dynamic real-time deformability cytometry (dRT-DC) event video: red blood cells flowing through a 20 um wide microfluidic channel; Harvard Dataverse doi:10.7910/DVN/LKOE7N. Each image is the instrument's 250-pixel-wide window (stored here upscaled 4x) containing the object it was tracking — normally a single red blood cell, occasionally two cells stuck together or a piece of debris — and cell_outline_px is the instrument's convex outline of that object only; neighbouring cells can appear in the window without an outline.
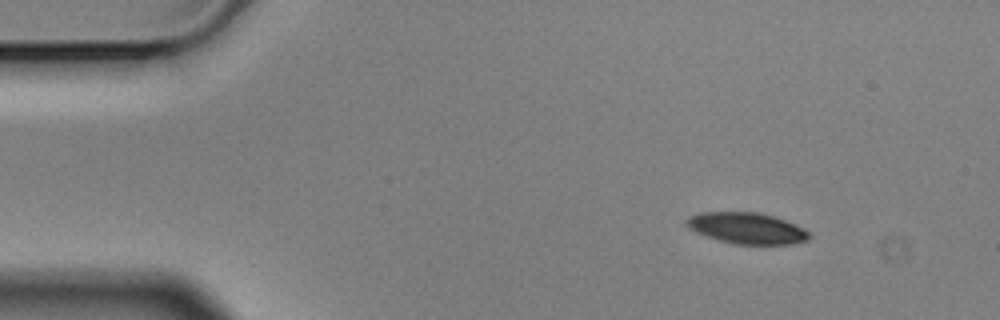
{"species": "Egyptian fruit bat (a non-hibernating species)", "species_latin": "Rousettus aegyptiacus", "temperature_condition": "cold", "stored_images_in_passage": 4, "camera_frame_rate_fps": 3000, "um_per_image_px": 0.085, "animal": {"sex": "male"}, "frame": {"image": 1, "passage_image": 1, "time_ms": 0.0, "image_size_px": [1000, 320], "cell_outline_px": [[812, 236], [808, 240], [792, 244], [732, 244], [696, 232], [688, 228], [684, 224], [684, 220], [688, 216], [700, 212], [756, 212], [772, 216], [784, 220], [804, 228]], "centroid_in_image_um": [63.45, 19.39], "position_along_channel_um": 21.6, "area_um2": 22.31}}
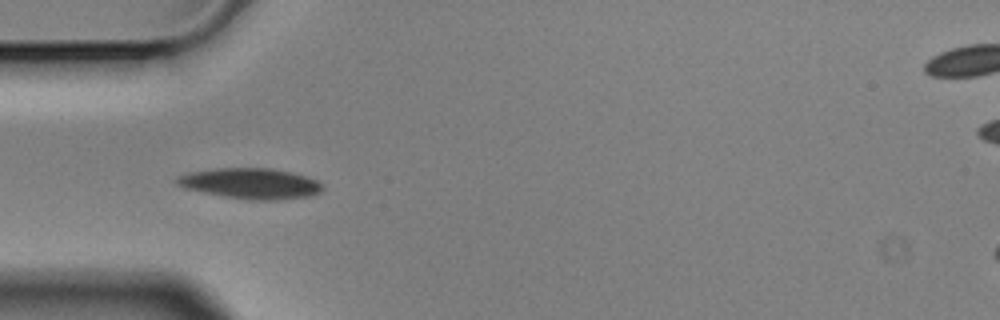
{"frame": {"image": 2, "passage_image": 3, "time_ms": 0.667, "image_size_px": [1000, 320], "cell_outline_px": [[324, 188], [320, 192], [312, 196], [276, 200], [248, 200], [224, 196], [184, 188], [176, 184], [172, 180], [176, 176], [188, 172], [216, 168], [272, 168], [304, 176], [316, 180]], "centroid_in_image_um": [21.24, 15.6], "position_along_channel_um": 63.8, "area_um2": 26.07}}
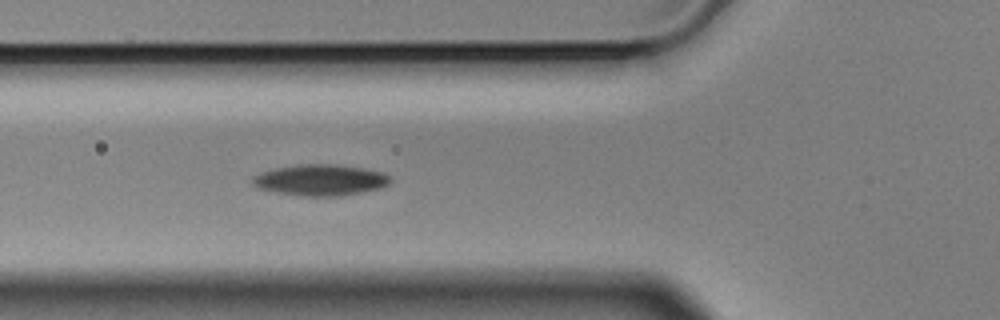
{"frame": {"image": 3, "passage_image": 4, "time_ms": 1.0, "image_size_px": [1000, 320], "cell_outline_px": [[392, 180], [388, 184], [380, 188], [360, 192], [336, 196], [308, 196], [280, 192], [256, 188], [252, 184], [252, 176], [260, 172], [276, 168], [296, 164], [336, 164], [364, 168], [384, 172], [392, 176]], "centroid_in_image_um": [27.25, 15.28], "position_along_channel_um": 98.6, "area_um2": 25.03}}